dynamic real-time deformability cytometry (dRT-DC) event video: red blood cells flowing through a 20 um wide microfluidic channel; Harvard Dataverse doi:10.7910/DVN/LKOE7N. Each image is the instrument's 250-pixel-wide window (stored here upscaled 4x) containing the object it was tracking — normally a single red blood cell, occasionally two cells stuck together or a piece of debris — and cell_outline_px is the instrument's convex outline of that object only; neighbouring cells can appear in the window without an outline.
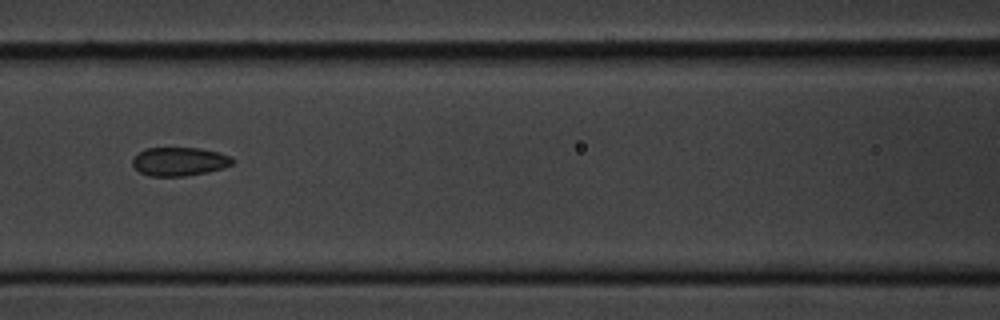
{"species": "common noctule bat (a hibernating species)", "species_latin": "Nyctalus noctula", "temperature_condition": "cold", "stored_images_in_passage": 8, "camera_frame_rate_fps": 3000, "um_per_image_px": 0.085, "animal": {"sex": "male", "body_mass_g": 20.1, "forearm_length_mm": 53.5}, "frame": {"image": 1, "passage_image": 4, "time_ms": 3.333, "image_size_px": [1000, 320], "cell_outline_px": [[232, 164], [224, 168], [208, 172], [184, 176], [148, 176], [140, 172], [132, 164], [132, 160], [144, 148], [196, 148], [216, 152], [232, 156]], "centroid_in_image_um": [15.24, 13.74], "position_along_channel_um": 151.4, "area_um2": 16.53}}
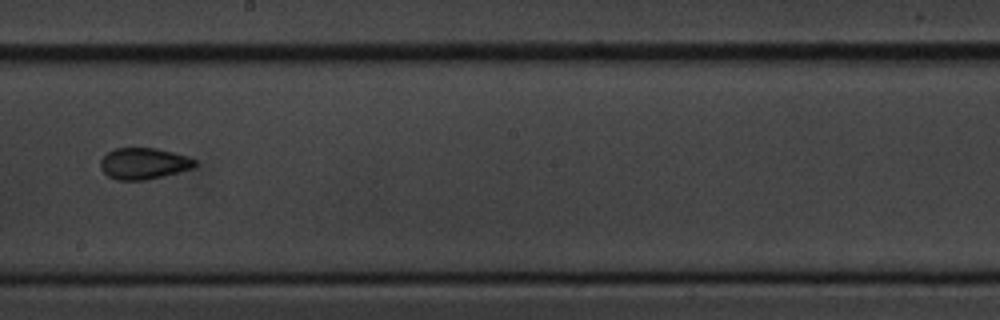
{"frame": {"image": 2, "passage_image": 6, "time_ms": 5.667, "image_size_px": [1000, 320], "cell_outline_px": [[196, 164], [192, 168], [164, 176], [144, 180], [116, 180], [108, 176], [100, 168], [100, 160], [108, 152], [116, 148], [156, 148], [188, 156], [196, 160]], "centroid_in_image_um": [12.2, 13.9], "position_along_channel_um": 236.0, "area_um2": 17.22}}
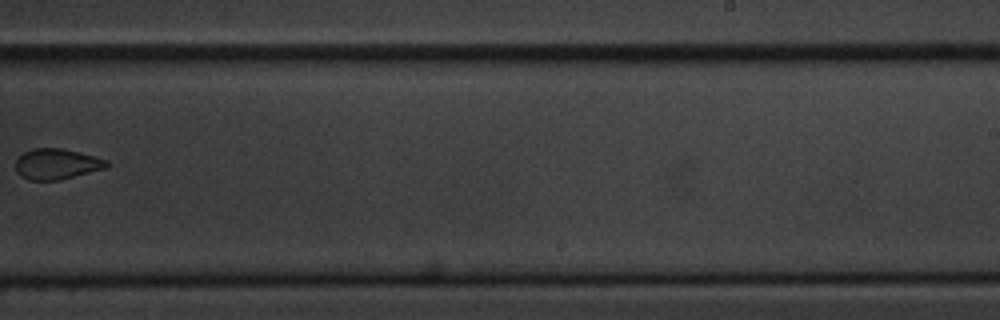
{"frame": {"image": 3, "passage_image": 7, "time_ms": 7.0, "image_size_px": [1000, 320], "cell_outline_px": [[108, 168], [60, 180], [28, 180], [20, 176], [16, 172], [16, 160], [24, 152], [32, 148], [60, 148], [108, 160]], "centroid_in_image_um": [4.81, 13.96], "position_along_channel_um": 284.2, "area_um2": 16.24}}